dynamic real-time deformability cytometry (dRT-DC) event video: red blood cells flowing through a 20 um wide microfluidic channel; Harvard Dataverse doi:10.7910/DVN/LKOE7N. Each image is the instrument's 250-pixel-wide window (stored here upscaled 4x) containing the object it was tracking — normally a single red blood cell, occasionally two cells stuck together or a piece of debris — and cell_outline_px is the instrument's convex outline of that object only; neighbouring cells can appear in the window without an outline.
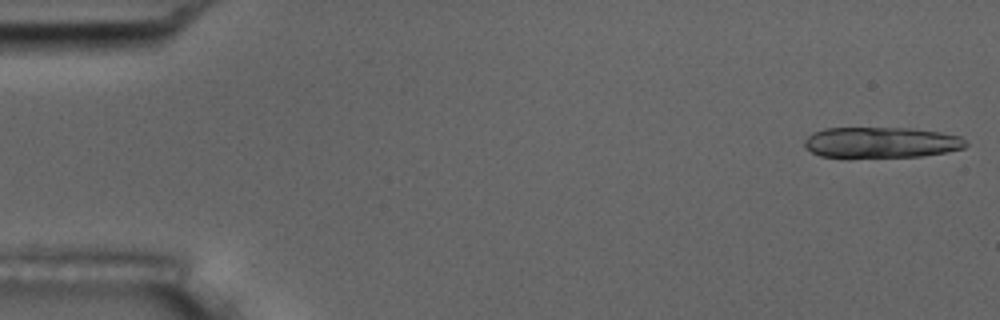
{"species": "common noctule bat (a hibernating species)", "species_latin": "Nyctalus noctula", "temperature_condition": "room temperature", "stored_images_in_passage": 5, "camera_frame_rate_fps": 3000, "um_per_image_px": 0.085, "animal": {"sex": "male", "body_mass_g": 17.5, "forearm_length_mm": 52.3}, "frame": {"image": 1, "passage_image": 1, "time_ms": 0.0, "image_size_px": [1000, 320], "cell_outline_px": [[968, 144], [964, 148], [948, 152], [920, 156], [848, 160], [820, 156], [804, 148], [804, 140], [812, 132], [824, 128], [912, 128], [940, 132], [960, 136]], "centroid_in_image_um": [74.82, 12.15], "position_along_channel_um": 10.2, "area_um2": 30.17}}
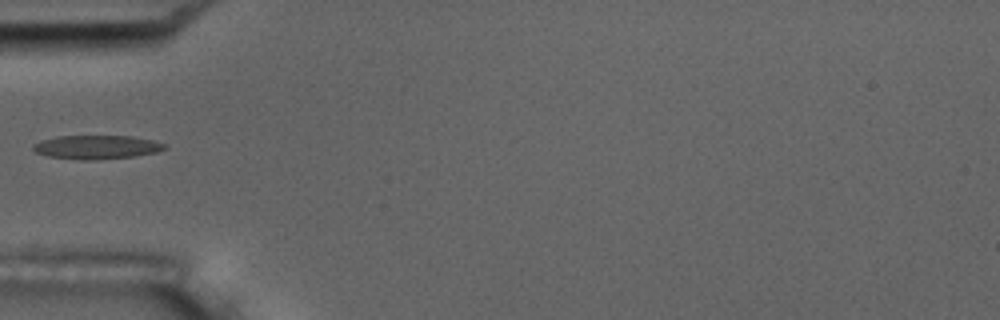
{"frame": {"image": 2, "passage_image": 5, "time_ms": 5.667, "image_size_px": [1000, 320], "cell_outline_px": [[168, 148], [156, 152], [132, 156], [92, 160], [80, 160], [48, 156], [36, 152], [32, 148], [32, 144], [40, 140], [56, 136], [132, 136], [152, 140], [168, 144]], "centroid_in_image_um": [8.2, 12.5], "position_along_channel_um": 76.8, "area_um2": 18.26}}